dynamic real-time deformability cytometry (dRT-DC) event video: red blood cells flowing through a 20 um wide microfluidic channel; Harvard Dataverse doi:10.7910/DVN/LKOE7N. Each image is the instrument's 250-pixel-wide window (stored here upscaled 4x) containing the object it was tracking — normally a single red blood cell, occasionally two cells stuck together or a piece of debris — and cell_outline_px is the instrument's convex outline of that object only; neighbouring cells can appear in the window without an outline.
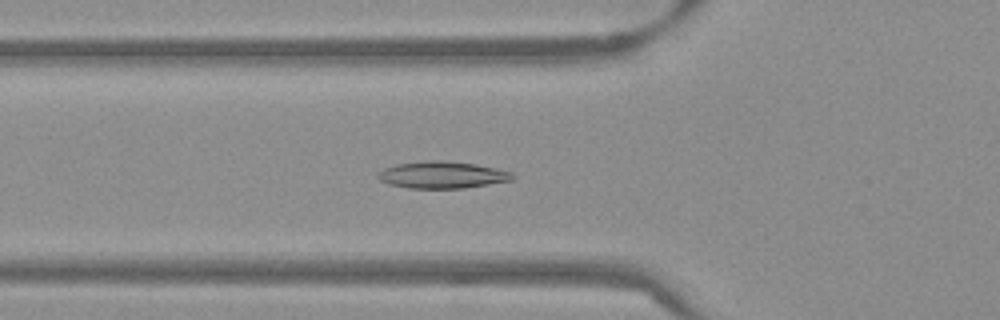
{"species": "Egyptian fruit bat (a non-hibernating species)", "species_latin": "Rousettus aegyptiacus", "temperature_condition": "warm", "stored_images_in_passage": 42, "camera_frame_rate_fps": 3000, "um_per_image_px": 0.085, "frame": {"image": 1, "passage_image": 8, "time_ms": 2.333, "image_size_px": [1000, 320], "cell_outline_px": [[516, 176], [512, 180], [464, 188], [408, 188], [388, 184], [380, 180], [376, 176], [376, 172], [384, 168], [396, 164], [432, 160], [440, 160], [476, 164], [496, 168], [512, 172]], "centroid_in_image_um": [37.57, 14.86], "position_along_channel_um": 88.2, "area_um2": 21.15}}
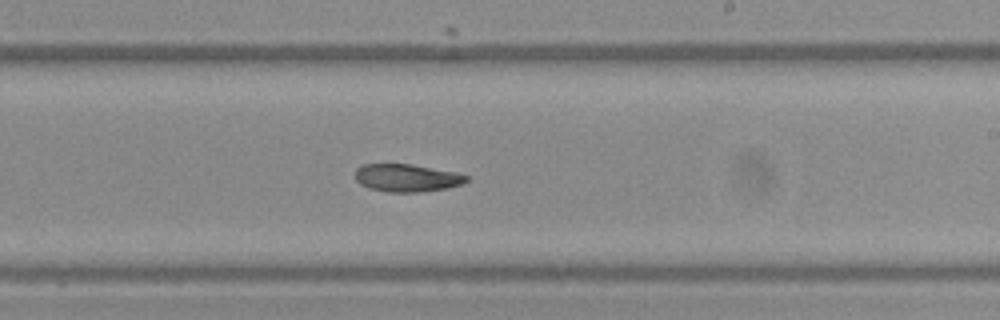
{"frame": {"image": 2, "passage_image": 21, "time_ms": 6.667, "image_size_px": [1000, 320], "cell_outline_px": [[468, 180], [464, 184], [448, 188], [420, 192], [388, 192], [368, 188], [360, 184], [356, 180], [356, 168], [360, 164], [412, 164], [456, 172], [468, 176]], "centroid_in_image_um": [34.59, 15.12], "position_along_channel_um": 254.4, "area_um2": 18.15}}
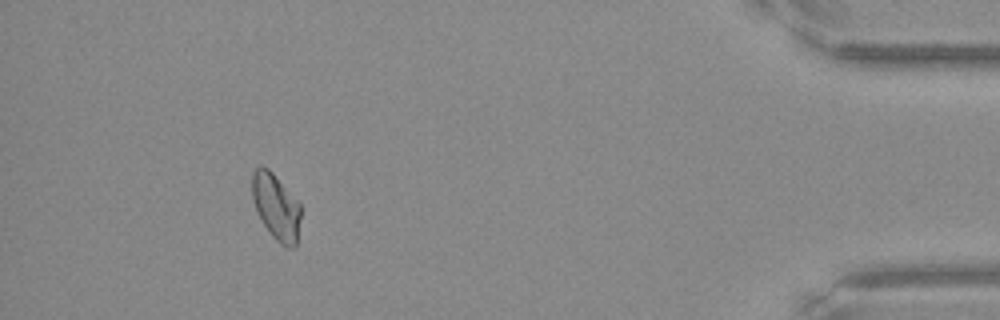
{"frame": {"image": 3, "passage_image": 38, "time_ms": 12.333, "image_size_px": [1000, 320], "cell_outline_px": [[300, 216], [296, 244], [292, 248], [288, 248], [280, 244], [272, 236], [260, 220], [252, 200], [252, 172], [260, 164], [268, 168], [272, 172], [300, 204]], "centroid_in_image_um": [23.43, 17.57], "position_along_channel_um": 411.8, "area_um2": 18.67}}